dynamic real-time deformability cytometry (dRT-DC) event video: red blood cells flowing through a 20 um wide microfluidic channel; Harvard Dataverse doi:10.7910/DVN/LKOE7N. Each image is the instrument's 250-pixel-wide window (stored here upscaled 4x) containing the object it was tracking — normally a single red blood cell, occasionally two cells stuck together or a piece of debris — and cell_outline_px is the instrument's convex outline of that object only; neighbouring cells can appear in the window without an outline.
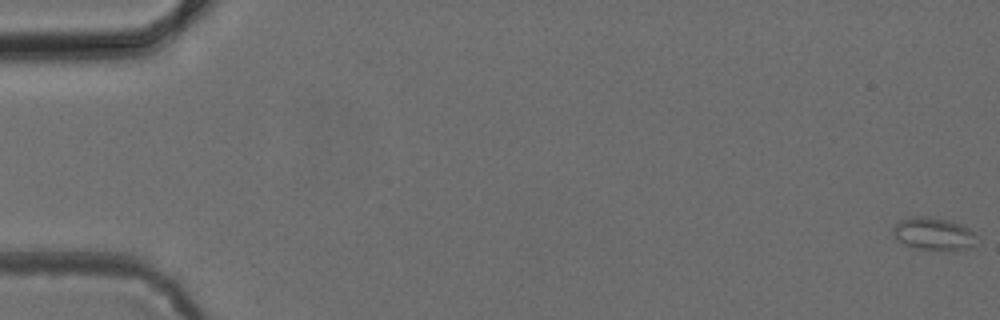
{"species": "common noctule bat (a hibernating species)", "species_latin": "Nyctalus noctula", "temperature_condition": "cold", "stored_images_in_passage": 6, "camera_frame_rate_fps": 3000, "um_per_image_px": 0.085, "animal": {"sex": "female", "body_mass_g": 24.6, "forearm_length_mm": 56.2}, "frame": {"image": 1, "passage_image": 1, "time_ms": 0.0, "image_size_px": [1000, 320], "cell_outline_px": [[972, 244], [968, 248], [920, 248], [904, 244], [892, 232], [892, 228], [900, 220], [920, 216], [928, 216], [948, 220], [960, 224], [968, 228], [972, 232]], "centroid_in_image_um": [79.27, 19.82], "position_along_channel_um": 5.7, "area_um2": 14.8}}